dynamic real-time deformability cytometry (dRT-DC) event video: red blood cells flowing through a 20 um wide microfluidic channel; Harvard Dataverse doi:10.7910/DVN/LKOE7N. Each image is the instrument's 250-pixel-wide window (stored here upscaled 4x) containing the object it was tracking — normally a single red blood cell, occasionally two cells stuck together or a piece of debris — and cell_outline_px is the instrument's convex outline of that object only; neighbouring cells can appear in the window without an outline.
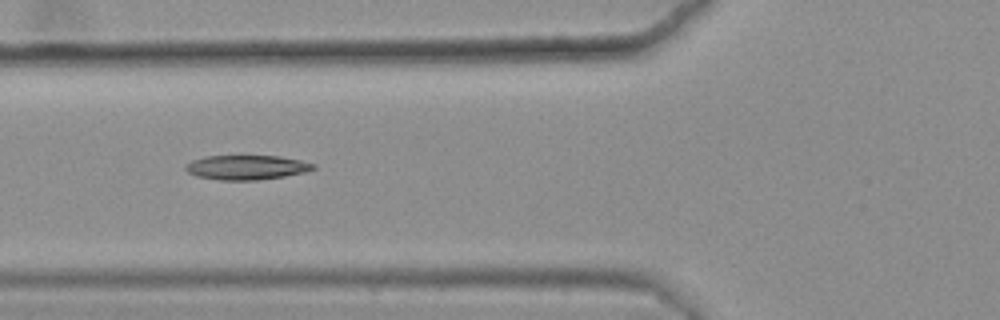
{"species": "common noctule bat (a hibernating species)", "species_latin": "Nyctalus noctula", "temperature_condition": "warm", "stored_images_in_passage": 34, "camera_frame_rate_fps": 3000, "um_per_image_px": 0.085, "animal": {"sex": "female", "body_mass_g": 25.1}, "frame": {"image": 1, "passage_image": 6, "time_ms": 1.667, "image_size_px": [1000, 320], "cell_outline_px": [[316, 168], [304, 172], [284, 176], [256, 180], [220, 180], [196, 176], [188, 172], [184, 168], [184, 164], [192, 160], [204, 156], [240, 152], [280, 156], [300, 160], [316, 164]], "centroid_in_image_um": [20.91, 14.16], "position_along_channel_um": 104.9, "area_um2": 19.36}, "authors_computed_cell_mechanics": {"area_um2": 17.8891, "velocity_mm_per_s": 3.6448, "shape_relaxation_time_tau1_ms": null, "shape_relaxation_time_tau2_ms": 6.3059, "deformation_change_tau1": null, "deformation_change_tau2": 0.1512}}